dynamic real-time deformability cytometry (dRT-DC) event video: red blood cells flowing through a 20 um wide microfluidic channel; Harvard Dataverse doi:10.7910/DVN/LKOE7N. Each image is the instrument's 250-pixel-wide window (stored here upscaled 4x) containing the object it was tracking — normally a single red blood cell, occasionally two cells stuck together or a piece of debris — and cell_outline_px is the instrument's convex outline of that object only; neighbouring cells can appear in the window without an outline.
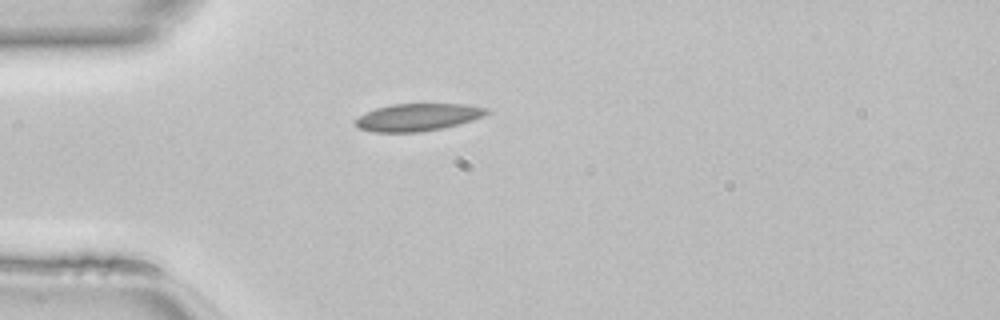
{"species": "common noctule bat (a hibernating species)", "species_latin": "Nyctalus noctula", "temperature_condition": "room temperature", "stored_images_in_passage": 35, "camera_frame_rate_fps": 3000, "um_per_image_px": 0.085, "animal": {"sex": "female", "body_mass_g": 22.7, "forearm_length_mm": 54.2}, "frame": {"image": 1, "passage_image": 1, "time_ms": 0.0, "image_size_px": [1000, 320], "cell_outline_px": [[492, 112], [484, 116], [460, 124], [444, 128], [420, 132], [372, 132], [360, 128], [356, 124], [356, 120], [360, 116], [376, 108], [392, 104], [464, 104], [488, 108]], "centroid_in_image_um": [35.58, 9.96], "position_along_channel_um": 49.4, "area_um2": 20.92}}
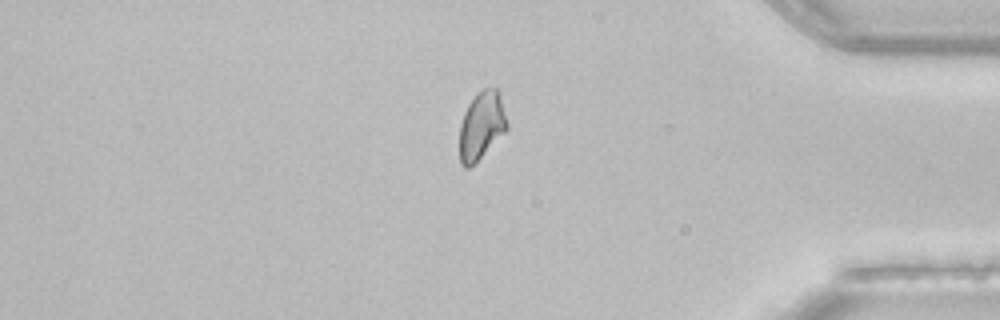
{"frame": {"image": 2, "passage_image": 28, "time_ms": 9.0, "image_size_px": [1000, 320], "cell_outline_px": [[508, 128], [468, 168], [464, 168], [460, 164], [460, 124], [464, 112], [468, 104], [476, 92], [484, 88], [496, 88], [500, 96], [508, 124]], "centroid_in_image_um": [40.9, 10.63], "position_along_channel_um": 394.3, "area_um2": 18.38}}